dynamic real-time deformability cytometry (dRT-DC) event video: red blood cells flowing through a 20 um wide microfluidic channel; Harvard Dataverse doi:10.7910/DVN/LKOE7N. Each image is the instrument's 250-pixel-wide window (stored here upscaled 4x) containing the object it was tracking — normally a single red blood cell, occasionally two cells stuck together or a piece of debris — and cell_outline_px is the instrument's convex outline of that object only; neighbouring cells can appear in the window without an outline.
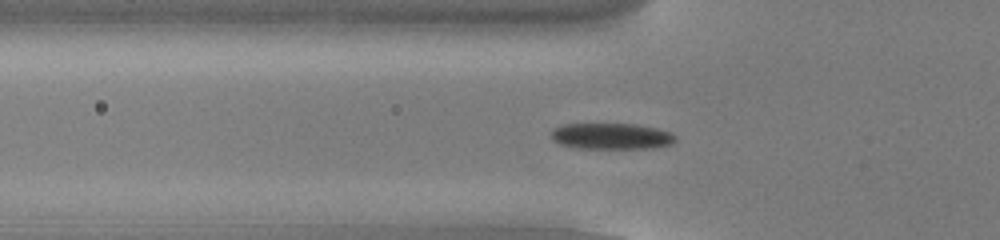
{"species": "common noctule bat (a hibernating species)", "species_latin": "Nyctalus noctula", "temperature_condition": "cold", "stored_images_in_passage": 49, "camera_frame_rate_fps": 3000, "um_per_image_px": 0.085, "animal": {"sex": "male", "body_mass_g": 13.0, "forearm_length_mm": 53.1}, "frame": {"image": 1, "passage_image": 14, "time_ms": 4.333, "image_size_px": [1000, 240], "cell_outline_px": [[676, 140], [672, 144], [652, 148], [580, 148], [560, 144], [552, 140], [552, 132], [556, 128], [564, 124], [636, 124], [656, 128], [672, 132], [676, 136]], "centroid_in_image_um": [52.02, 11.57], "position_along_channel_um": 73.8, "area_um2": 18.84}}
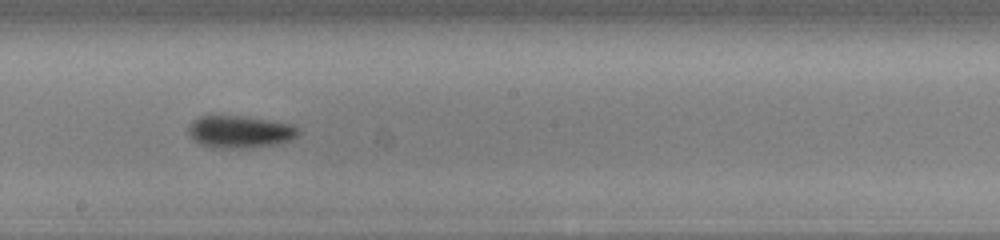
{"frame": {"image": 2, "passage_image": 26, "time_ms": 8.333, "image_size_px": [1000, 240], "cell_outline_px": [[300, 132], [292, 140], [280, 144], [248, 148], [212, 148], [200, 144], [188, 136], [188, 128], [192, 120], [200, 116], [244, 116], [292, 124], [300, 128]], "centroid_in_image_um": [20.4, 11.21], "position_along_channel_um": 227.8, "area_um2": 21.04}}
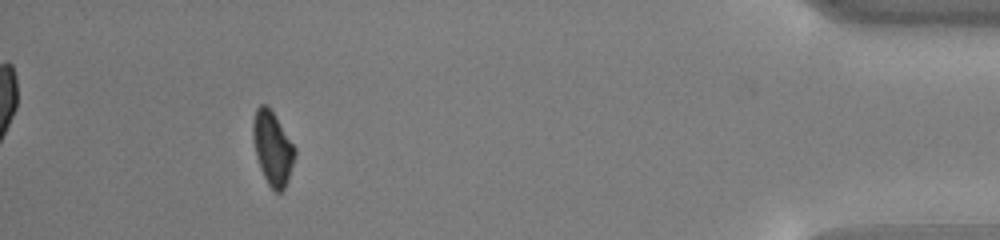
{"frame": {"image": 3, "passage_image": 45, "time_ms": 14.667, "image_size_px": [1000, 240], "cell_outline_px": [[296, 156], [288, 180], [284, 188], [280, 192], [276, 192], [268, 184], [264, 176], [256, 156], [252, 136], [252, 124], [256, 108], [260, 104], [264, 104], [272, 112], [296, 148]], "centroid_in_image_um": [23.17, 12.6], "position_along_channel_um": 412.0, "area_um2": 17.74}, "authors_computed_cell_mechanics": {"area_um2": 18.7272, "velocity_mm_per_s": 3.8436, "shape_relaxation_time_tau1_ms": 1.5375, "shape_relaxation_time_tau2_ms": null, "deformation_change_tau1": 0.1089, "deformation_change_tau2": null}}